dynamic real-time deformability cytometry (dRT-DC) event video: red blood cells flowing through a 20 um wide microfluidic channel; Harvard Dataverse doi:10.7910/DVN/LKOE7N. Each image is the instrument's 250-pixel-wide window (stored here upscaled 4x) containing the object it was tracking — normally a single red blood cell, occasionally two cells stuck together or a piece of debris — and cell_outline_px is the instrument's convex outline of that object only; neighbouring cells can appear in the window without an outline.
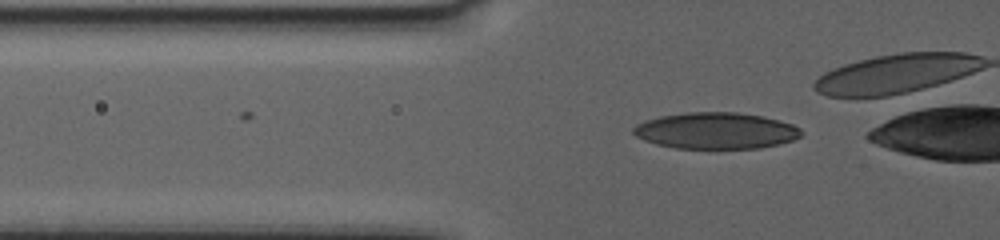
{"species": "human", "species_latin": "Homo sapiens", "temperature_condition": "warm", "stored_images_in_passage": 51, "camera_frame_rate_fps": 3000, "um_per_image_px": 0.085, "donor": {"sex": "female"}, "frame": {"image": 1, "passage_image": 19, "time_ms": 6.0, "image_size_px": [1000, 240], "cell_outline_px": [[804, 132], [800, 136], [792, 140], [760, 148], [676, 148], [656, 144], [644, 140], [636, 136], [632, 132], [632, 128], [636, 124], [644, 120], [660, 116], [688, 112], [736, 112], [764, 116], [780, 120], [792, 124], [800, 128]], "centroid_in_image_um": [60.84, 11.1], "position_along_channel_um": 65.0, "area_um2": 35.66}}
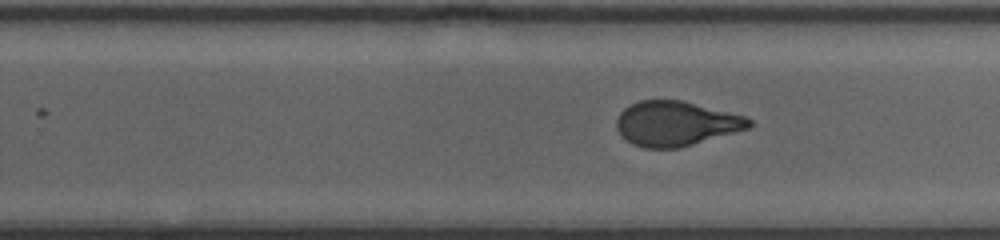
{"frame": {"image": 2, "passage_image": 40, "time_ms": 13.0, "image_size_px": [1000, 240], "cell_outline_px": [[752, 124], [748, 128], [680, 148], [644, 148], [632, 144], [620, 136], [616, 128], [616, 120], [620, 112], [624, 108], [640, 100], [680, 100], [744, 116], [752, 120]], "centroid_in_image_um": [57.39, 10.51], "position_along_channel_um": 272.4, "area_um2": 34.33}}
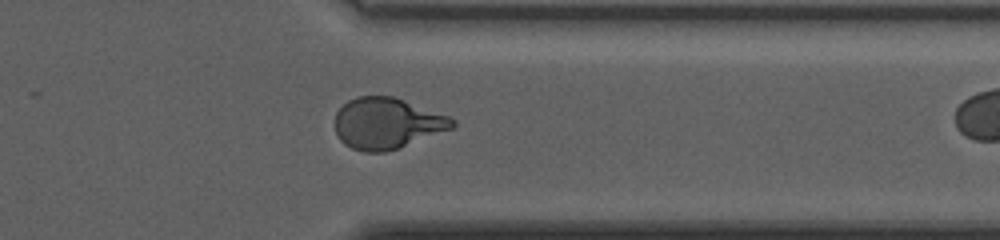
{"frame": {"image": 3, "passage_image": 50, "time_ms": 16.333, "image_size_px": [1000, 240], "cell_outline_px": [[456, 124], [452, 128], [396, 148], [384, 152], [364, 152], [352, 148], [344, 144], [340, 140], [336, 132], [336, 112], [348, 100], [356, 96], [392, 96], [404, 100], [448, 116], [456, 120]], "centroid_in_image_um": [32.86, 10.47], "position_along_channel_um": 378.5, "area_um2": 34.45}}